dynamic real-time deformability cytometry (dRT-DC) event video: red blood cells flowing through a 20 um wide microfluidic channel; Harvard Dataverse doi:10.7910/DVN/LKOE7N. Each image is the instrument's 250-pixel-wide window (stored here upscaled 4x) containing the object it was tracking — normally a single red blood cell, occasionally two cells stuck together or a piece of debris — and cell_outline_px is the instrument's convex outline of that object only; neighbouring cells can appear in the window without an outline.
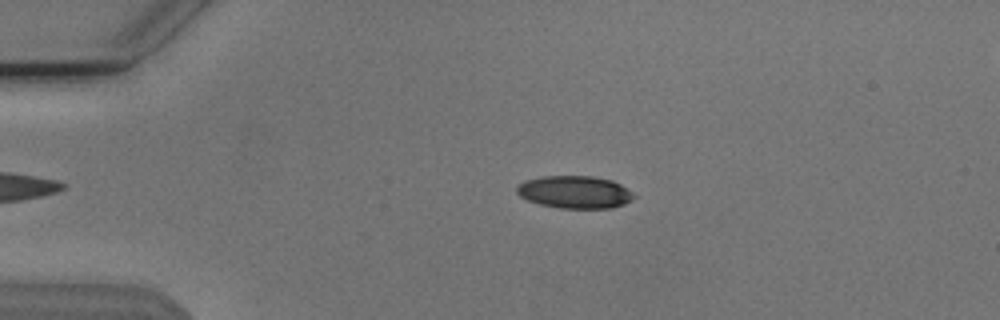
{"species": "Egyptian fruit bat (a non-hibernating species)", "species_latin": "Rousettus aegyptiacus", "temperature_condition": "cold", "stored_images_in_passage": 54, "camera_frame_rate_fps": 3000, "um_per_image_px": 0.085, "animal": {"sex": "male"}, "frame": {"image": 1, "passage_image": 12, "time_ms": 3.667, "image_size_px": [1000, 320], "cell_outline_px": [[636, 196], [632, 200], [624, 204], [612, 208], [560, 208], [540, 204], [528, 200], [520, 196], [516, 192], [516, 188], [524, 180], [544, 176], [592, 176], [612, 180], [628, 188]], "centroid_in_image_um": [48.88, 16.32], "position_along_channel_um": 36.1, "area_um2": 22.25}}
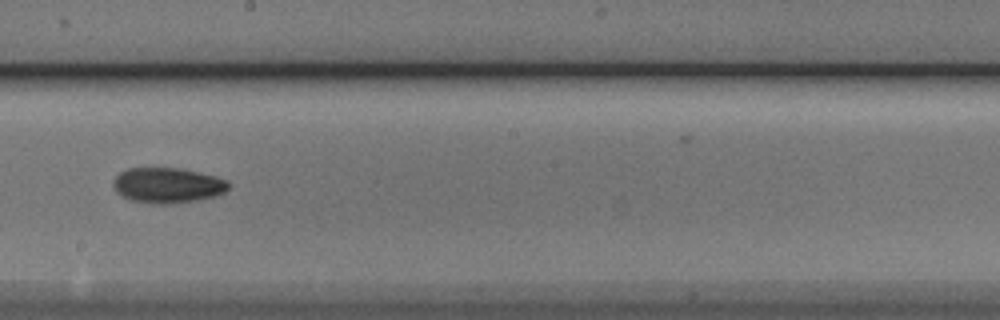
{"frame": {"image": 2, "passage_image": 31, "time_ms": 10.0, "image_size_px": [1000, 320], "cell_outline_px": [[228, 188], [224, 192], [216, 196], [200, 200], [168, 204], [152, 204], [132, 200], [116, 192], [112, 184], [112, 180], [120, 172], [128, 168], [180, 168], [216, 176], [228, 180]], "centroid_in_image_um": [14.24, 15.75], "position_along_channel_um": 234.0, "area_um2": 23.87}}
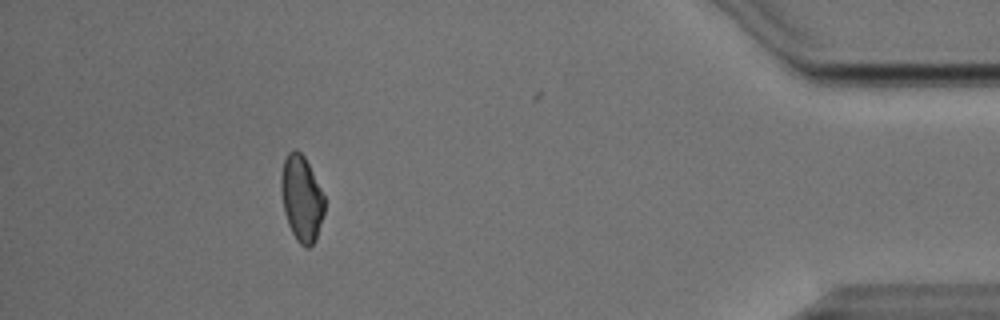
{"frame": {"image": 3, "passage_image": 49, "time_ms": 16.0, "image_size_px": [1000, 320], "cell_outline_px": [[324, 212], [316, 240], [308, 248], [304, 248], [296, 240], [288, 224], [284, 212], [280, 188], [280, 180], [284, 160], [288, 152], [296, 148], [304, 156], [324, 196]], "centroid_in_image_um": [25.61, 16.89], "position_along_channel_um": 409.6, "area_um2": 21.62}, "authors_computed_cell_mechanics": {"area_um2": 22.1374, "velocity_mm_per_s": 3.8073, "shape_relaxation_time_tau1_ms": 4.3184, "shape_relaxation_time_tau2_ms": 10.9174, "deformation_change_tau1": 0.1269, "deformation_change_tau2": 0.161}}